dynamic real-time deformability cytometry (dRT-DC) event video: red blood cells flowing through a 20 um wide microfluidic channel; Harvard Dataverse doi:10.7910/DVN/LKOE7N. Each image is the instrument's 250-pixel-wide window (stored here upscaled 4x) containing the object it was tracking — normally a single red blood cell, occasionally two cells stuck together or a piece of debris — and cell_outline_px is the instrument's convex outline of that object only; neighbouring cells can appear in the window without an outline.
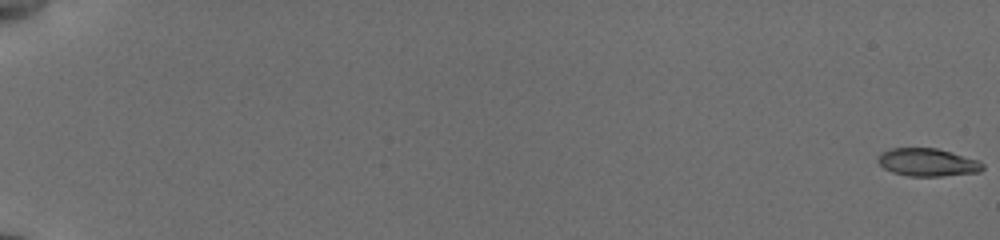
{"species": "common noctule bat (a hibernating species)", "species_latin": "Nyctalus noctula", "temperature_condition": "cold", "stored_images_in_passage": 57, "camera_frame_rate_fps": 3000, "um_per_image_px": 0.085, "animal": {"sex": "female", "body_mass_g": 19.5, "forearm_length_mm": 54.1}, "frame": {"image": 1, "passage_image": 1, "time_ms": 0.0, "image_size_px": [1000, 240], "cell_outline_px": [[984, 168], [980, 172], [940, 176], [908, 176], [892, 172], [884, 168], [876, 160], [884, 152], [892, 148], [936, 148], [952, 152], [976, 160], [984, 164]], "centroid_in_image_um": [78.85, 13.8], "position_along_channel_um": 6.1, "area_um2": 16.82}}
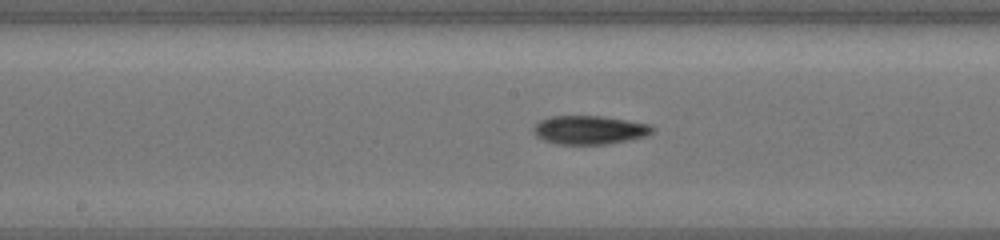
{"frame": {"image": 2, "passage_image": 33, "time_ms": 10.667, "image_size_px": [1000, 240], "cell_outline_px": [[656, 128], [648, 136], [632, 140], [608, 144], [556, 144], [544, 140], [536, 136], [532, 132], [532, 128], [540, 120], [552, 116], [600, 116], [652, 124]], "centroid_in_image_um": [50.14, 11.05], "position_along_channel_um": 198.1, "area_um2": 20.11}}
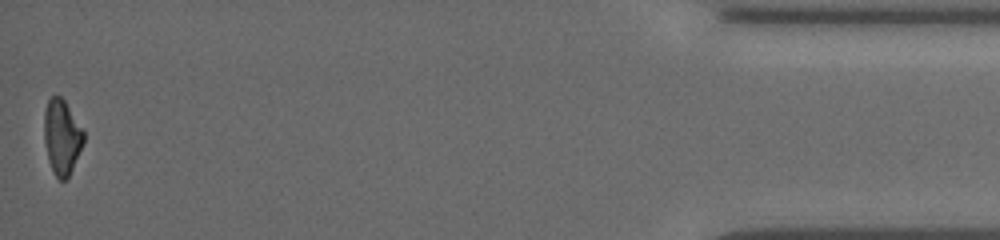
{"frame": {"image": 3, "passage_image": 57, "time_ms": 18.667, "image_size_px": [1000, 240], "cell_outline_px": [[84, 144], [68, 176], [64, 180], [60, 180], [52, 172], [48, 160], [44, 140], [44, 112], [48, 100], [52, 96], [60, 96], [64, 100], [84, 132]], "centroid_in_image_um": [5.24, 11.65], "position_along_channel_um": 430.0, "area_um2": 17.11}, "authors_computed_cell_mechanics": {"area_um2": 18.207, "velocity_mm_per_s": 3.8324, "shape_relaxation_time_tau1_ms": 4.3116, "shape_relaxation_time_tau2_ms": 9.0414, "deformation_change_tau1": 0.1447, "deformation_change_tau2": 0.174}}